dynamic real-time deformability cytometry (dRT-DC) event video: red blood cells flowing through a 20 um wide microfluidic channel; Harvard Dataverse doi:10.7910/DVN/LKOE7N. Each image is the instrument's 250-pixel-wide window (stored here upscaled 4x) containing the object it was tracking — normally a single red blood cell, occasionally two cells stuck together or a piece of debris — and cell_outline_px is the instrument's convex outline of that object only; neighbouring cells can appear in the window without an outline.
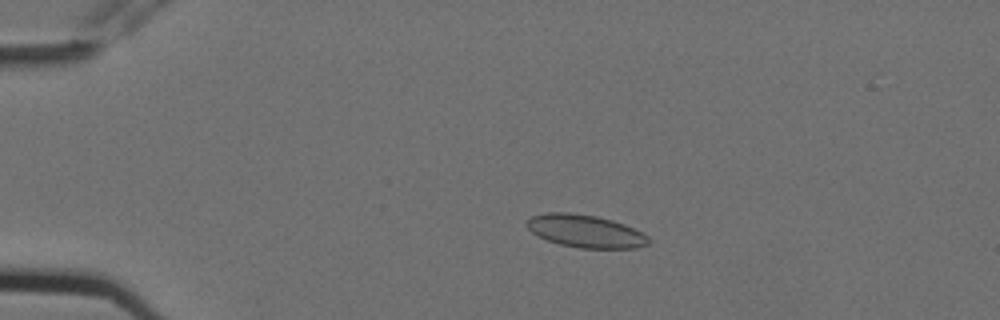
{"species": "Egyptian fruit bat (a non-hibernating species)", "species_latin": "Rousettus aegyptiacus", "temperature_condition": "cold", "stored_images_in_passage": 7, "camera_frame_rate_fps": 3000, "um_per_image_px": 0.085, "animal": {"sex": "female"}, "frame": {"image": 1, "passage_image": 4, "time_ms": 1.0, "image_size_px": [1000, 320], "cell_outline_px": [[648, 244], [636, 248], [580, 248], [560, 244], [548, 240], [532, 232], [524, 224], [532, 216], [548, 212], [572, 212], [596, 216], [612, 220], [624, 224], [648, 236]], "centroid_in_image_um": [49.74, 19.64], "position_along_channel_um": 35.3, "area_um2": 23.0}}
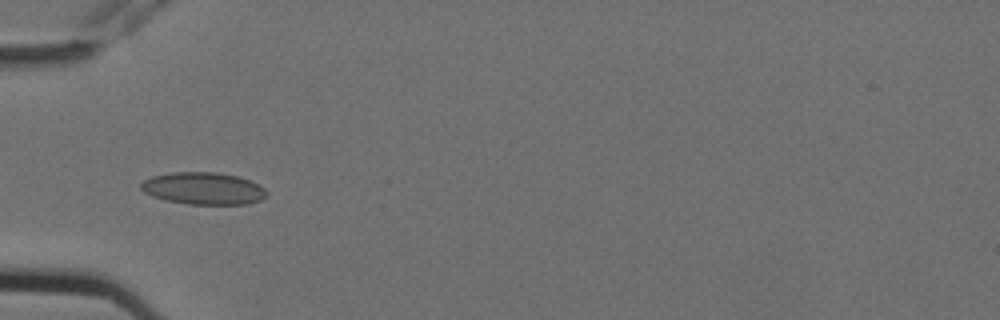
{"frame": {"image": 2, "passage_image": 6, "time_ms": 1.667, "image_size_px": [1000, 320], "cell_outline_px": [[268, 192], [260, 200], [248, 204], [188, 204], [164, 200], [152, 196], [144, 192], [140, 188], [140, 184], [144, 180], [152, 176], [172, 172], [216, 172], [236, 176], [260, 184]], "centroid_in_image_um": [17.27, 16.02], "position_along_channel_um": 67.7, "area_um2": 23.58}}
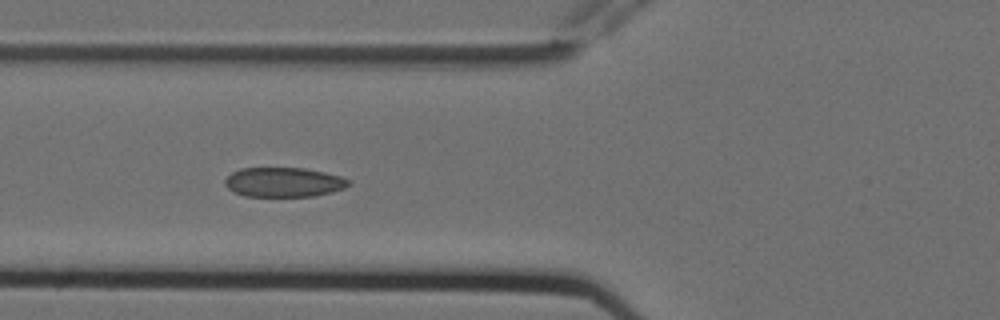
{"frame": {"image": 3, "passage_image": 7, "time_ms": 2.0, "image_size_px": [1000, 320], "cell_outline_px": [[348, 184], [344, 188], [332, 192], [316, 196], [244, 196], [228, 188], [224, 184], [224, 180], [232, 172], [240, 168], [304, 168], [324, 172], [340, 176], [348, 180]], "centroid_in_image_um": [24.09, 15.48], "position_along_channel_um": 101.7, "area_um2": 21.15}}